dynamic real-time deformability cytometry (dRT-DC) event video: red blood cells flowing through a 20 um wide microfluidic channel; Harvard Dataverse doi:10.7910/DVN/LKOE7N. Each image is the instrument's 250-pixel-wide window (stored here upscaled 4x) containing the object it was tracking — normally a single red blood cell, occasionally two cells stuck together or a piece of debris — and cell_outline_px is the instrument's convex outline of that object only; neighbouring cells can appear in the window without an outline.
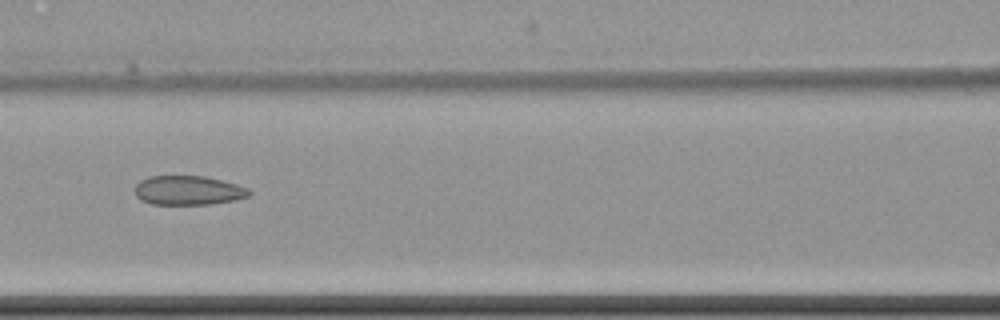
{"species": "common noctule bat (a hibernating species)", "species_latin": "Nyctalus noctula", "temperature_condition": "cold", "stored_images_in_passage": 7, "camera_frame_rate_fps": 3000, "um_per_image_px": 0.085, "animal": {"sex": "female", "body_mass_g": 22.7, "forearm_length_mm": 54.2}, "frame": {"image": 1, "passage_image": 5, "time_ms": 5.0, "image_size_px": [1000, 320], "cell_outline_px": [[252, 192], [248, 196], [236, 200], [212, 204], [152, 204], [140, 200], [136, 196], [136, 184], [140, 180], [148, 176], [204, 176], [236, 184], [248, 188]], "centroid_in_image_um": [16.0, 16.18], "position_along_channel_um": 150.6, "area_um2": 19.48}}
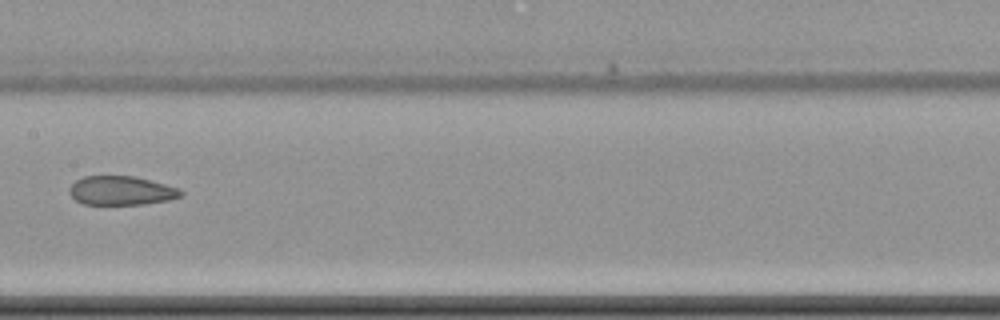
{"frame": {"image": 2, "passage_image": 6, "time_ms": 6.333, "image_size_px": [1000, 320], "cell_outline_px": [[184, 196], [168, 200], [144, 204], [84, 204], [76, 200], [68, 192], [68, 188], [76, 180], [84, 176], [132, 176], [180, 188], [184, 192]], "centroid_in_image_um": [10.31, 16.2], "position_along_channel_um": 197.1, "area_um2": 18.79}}
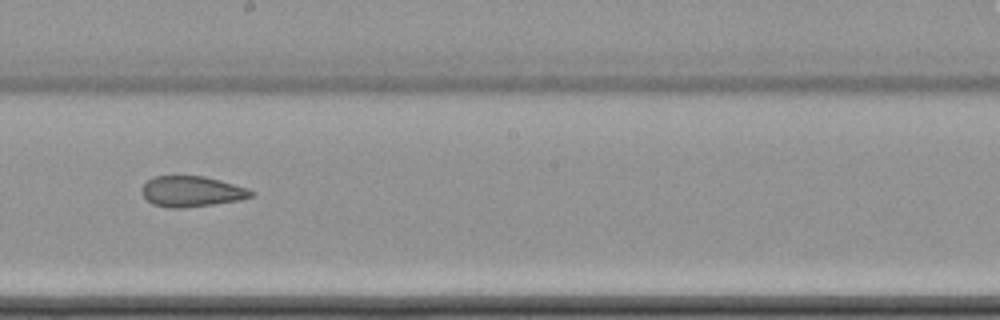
{"frame": {"image": 3, "passage_image": 7, "time_ms": 7.333, "image_size_px": [1000, 320], "cell_outline_px": [[256, 192], [252, 196], [240, 200], [212, 204], [180, 208], [168, 208], [152, 204], [140, 192], [144, 184], [148, 180], [156, 176], [204, 176], [220, 180], [248, 188]], "centroid_in_image_um": [16.3, 16.27], "position_along_channel_um": 231.9, "area_um2": 19.48}}